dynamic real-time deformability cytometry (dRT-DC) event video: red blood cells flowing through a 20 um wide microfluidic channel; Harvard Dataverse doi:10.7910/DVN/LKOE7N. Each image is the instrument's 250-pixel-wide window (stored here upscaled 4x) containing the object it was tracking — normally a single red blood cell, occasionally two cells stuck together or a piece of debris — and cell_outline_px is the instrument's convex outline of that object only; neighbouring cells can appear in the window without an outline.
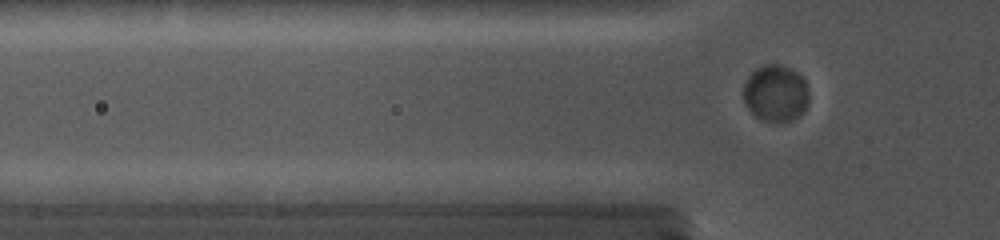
{"species": "common noctule bat (a hibernating species)", "species_latin": "Nyctalus noctula", "temperature_condition": "cold", "stored_images_in_passage": 58, "camera_frame_rate_fps": 5000, "um_per_image_px": 0.085, "animal": {"sex": "female", "body_mass_g": 19.0, "forearm_length_mm": 56.7}, "frame": {"image": 1, "passage_image": 24, "time_ms": 5.6, "image_size_px": [1000, 240], "cell_outline_px": [[808, 100], [804, 108], [792, 120], [780, 124], [764, 120], [756, 116], [748, 108], [744, 100], [744, 84], [748, 76], [756, 68], [764, 64], [780, 64], [796, 72], [804, 80], [808, 92]], "centroid_in_image_um": [65.91, 7.93], "position_along_channel_um": 59.9, "area_um2": 21.44}}
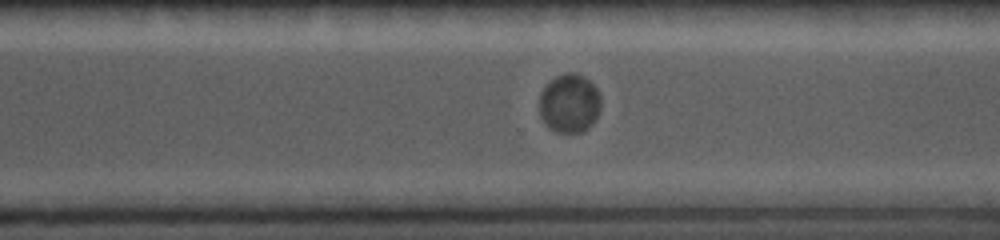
{"frame": {"image": 2, "passage_image": 45, "time_ms": 12.6, "image_size_px": [1000, 240], "cell_outline_px": [[600, 112], [596, 120], [588, 128], [580, 132], [556, 132], [548, 128], [540, 116], [540, 92], [556, 76], [564, 72], [576, 72], [584, 76], [596, 88], [600, 96]], "centroid_in_image_um": [48.41, 8.78], "position_along_channel_um": 322.2, "area_um2": 21.21}}
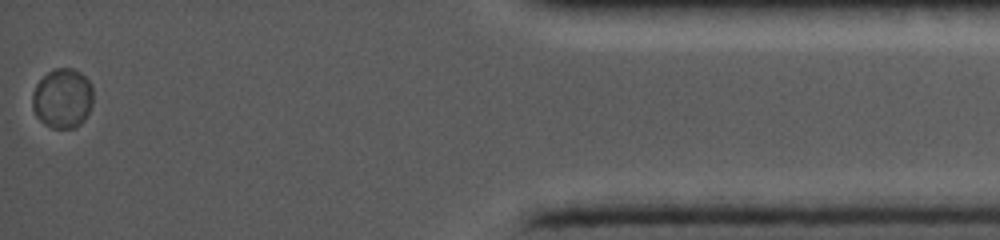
{"frame": {"image": 3, "passage_image": 58, "time_ms": 16.8, "image_size_px": [1000, 240], "cell_outline_px": [[92, 104], [84, 120], [76, 128], [52, 128], [44, 124], [36, 116], [32, 108], [32, 92], [36, 84], [48, 72], [56, 68], [72, 68], [80, 72], [88, 80], [92, 88]], "centroid_in_image_um": [5.3, 8.37], "position_along_channel_um": 429.9, "area_um2": 21.21}}